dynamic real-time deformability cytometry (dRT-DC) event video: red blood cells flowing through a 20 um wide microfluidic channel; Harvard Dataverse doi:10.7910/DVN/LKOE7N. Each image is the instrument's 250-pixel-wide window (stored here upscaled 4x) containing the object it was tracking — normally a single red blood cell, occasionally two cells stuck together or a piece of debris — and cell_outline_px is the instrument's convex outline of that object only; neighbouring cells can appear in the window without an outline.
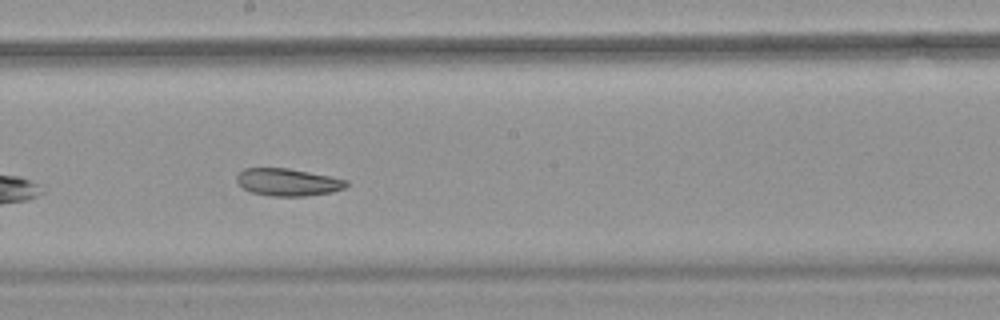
{"species": "common noctule bat (a hibernating species)", "species_latin": "Nyctalus noctula", "temperature_condition": "warm", "stored_images_in_passage": 34, "camera_frame_rate_fps": 3000, "um_per_image_px": 0.085, "animal": {"sex": "female", "body_mass_g": 18.4}, "frame": {"image": 1, "passage_image": 15, "time_ms": 4.667, "image_size_px": [1000, 320], "cell_outline_px": [[348, 184], [344, 188], [332, 192], [304, 196], [272, 196], [252, 192], [244, 188], [236, 180], [236, 176], [244, 168], [288, 168], [348, 180]], "centroid_in_image_um": [24.46, 15.48], "position_along_channel_um": 223.7, "area_um2": 17.28}, "authors_computed_cell_mechanics": {"area_um2": 18.9584, "velocity_mm_per_s": 3.7473, "shape_relaxation_time_tau1_ms": null, "shape_relaxation_time_tau2_ms": 7.5318, "deformation_change_tau1": null, "deformation_change_tau2": 0.1468}}